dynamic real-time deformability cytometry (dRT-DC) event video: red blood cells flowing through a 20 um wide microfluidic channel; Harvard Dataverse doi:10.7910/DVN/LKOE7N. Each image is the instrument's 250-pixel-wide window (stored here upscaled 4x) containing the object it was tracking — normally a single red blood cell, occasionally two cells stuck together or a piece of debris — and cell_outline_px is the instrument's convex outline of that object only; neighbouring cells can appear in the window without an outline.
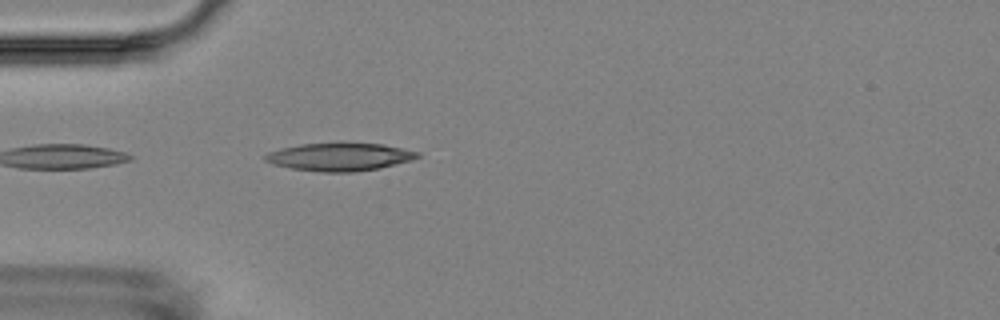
{"species": "Egyptian fruit bat (a non-hibernating species)", "species_latin": "Rousettus aegyptiacus", "temperature_condition": "room temperature", "stored_images_in_passage": 4, "camera_frame_rate_fps": 3000, "um_per_image_px": 0.085, "animal": {"sex": "female"}, "frame": {"image": 1, "passage_image": 4, "time_ms": 4.333, "image_size_px": [1000, 320], "cell_outline_px": [[420, 156], [412, 160], [380, 168], [352, 172], [324, 172], [292, 168], [272, 164], [264, 160], [264, 156], [268, 152], [280, 148], [300, 144], [340, 140], [384, 144], [420, 152]], "centroid_in_image_um": [28.88, 13.28], "position_along_channel_um": 56.1, "area_um2": 25.66}}